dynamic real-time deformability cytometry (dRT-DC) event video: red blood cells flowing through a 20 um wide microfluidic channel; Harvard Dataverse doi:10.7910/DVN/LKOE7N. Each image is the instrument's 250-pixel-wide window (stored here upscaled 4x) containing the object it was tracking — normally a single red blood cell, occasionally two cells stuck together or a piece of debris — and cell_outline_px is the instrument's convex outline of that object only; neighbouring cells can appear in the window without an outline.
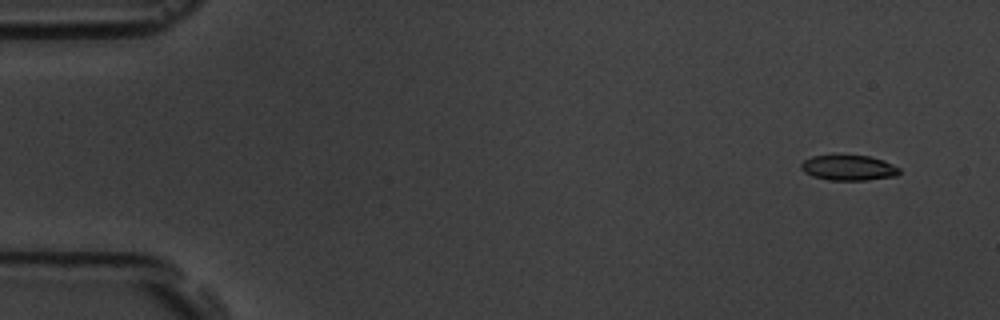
{"species": "common noctule bat (a hibernating species)", "species_latin": "Nyctalus noctula", "temperature_condition": "room temperature", "stored_images_in_passage": 4, "camera_frame_rate_fps": 3000, "um_per_image_px": 0.085, "animal": {"sex": "male", "body_mass_g": 19.5, "forearm_length_mm": 54.6}, "frame": {"image": 1, "passage_image": 1, "time_ms": 0.0, "image_size_px": [1000, 320], "cell_outline_px": [[900, 172], [896, 176], [868, 180], [828, 180], [812, 176], [804, 172], [800, 168], [800, 164], [804, 160], [812, 156], [832, 152], [868, 156], [884, 160], [900, 168]], "centroid_in_image_um": [72.08, 14.21], "position_along_channel_um": 12.9, "area_um2": 15.26}}